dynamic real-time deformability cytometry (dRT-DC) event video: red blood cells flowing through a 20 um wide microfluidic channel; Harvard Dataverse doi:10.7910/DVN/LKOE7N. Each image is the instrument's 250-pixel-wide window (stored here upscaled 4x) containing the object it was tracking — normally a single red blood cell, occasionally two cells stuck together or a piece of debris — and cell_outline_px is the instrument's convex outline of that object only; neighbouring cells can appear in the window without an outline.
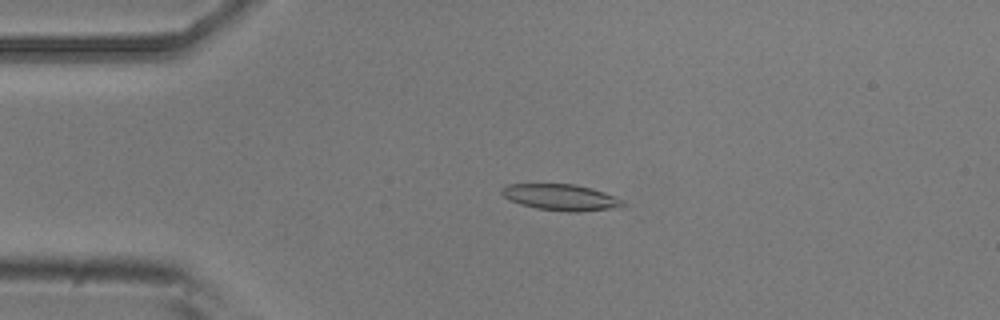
{"species": "common noctule bat (a hibernating species)", "species_latin": "Nyctalus noctula", "temperature_condition": "room temperature", "stored_images_in_passage": 3, "camera_frame_rate_fps": 3000, "um_per_image_px": 0.085, "animal": {"sex": "male", "body_mass_g": 20.5, "forearm_length_mm": 52.5}, "frame": {"image": 1, "passage_image": 2, "time_ms": 0.333, "image_size_px": [1000, 320], "cell_outline_px": [[624, 204], [620, 208], [580, 212], [568, 212], [536, 208], [520, 204], [504, 196], [500, 192], [500, 188], [508, 184], [576, 184], [604, 192], [624, 200]], "centroid_in_image_um": [47.7, 16.78], "position_along_channel_um": 37.3, "area_um2": 18.61}}